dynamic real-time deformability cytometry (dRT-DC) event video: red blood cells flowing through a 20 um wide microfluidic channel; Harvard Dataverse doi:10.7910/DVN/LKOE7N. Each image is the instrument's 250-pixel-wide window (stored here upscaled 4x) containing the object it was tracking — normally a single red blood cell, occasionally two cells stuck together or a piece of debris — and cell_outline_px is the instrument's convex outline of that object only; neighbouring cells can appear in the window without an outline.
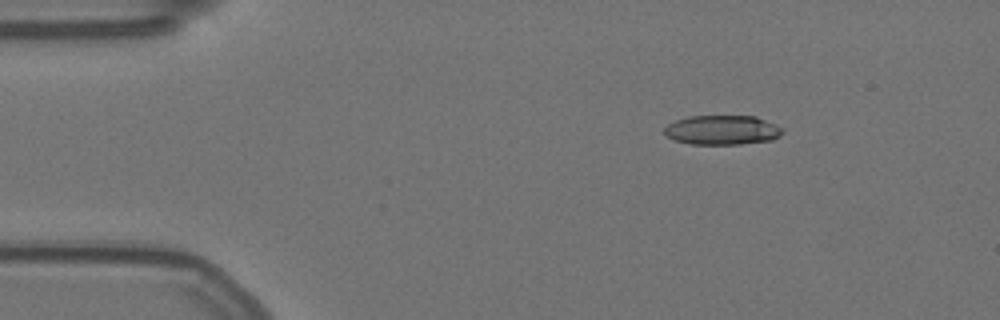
{"species": "Egyptian fruit bat (a non-hibernating species)", "species_latin": "Rousettus aegyptiacus", "temperature_condition": "warm", "stored_images_in_passage": 50, "camera_frame_rate_fps": 3000, "um_per_image_px": 0.085, "animal": {"sex": "female"}, "frame": {"image": 1, "passage_image": 1, "time_ms": 0.0, "image_size_px": [1000, 320], "cell_outline_px": [[784, 132], [780, 136], [772, 140], [740, 144], [692, 144], [676, 140], [668, 136], [664, 132], [664, 128], [668, 124], [676, 120], [688, 116], [756, 116], [776, 124], [784, 128]], "centroid_in_image_um": [61.44, 11.04], "position_along_channel_um": 23.6, "area_um2": 20.35}}
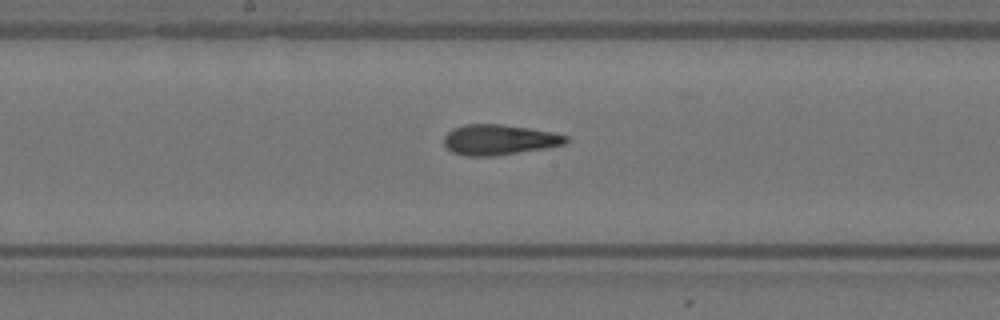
{"frame": {"image": 2, "passage_image": 22, "time_ms": 7.0, "image_size_px": [1000, 320], "cell_outline_px": [[568, 140], [564, 144], [544, 148], [496, 156], [464, 156], [452, 152], [444, 144], [444, 136], [452, 128], [464, 124], [504, 124], [552, 132], [568, 136]], "centroid_in_image_um": [42.39, 11.87], "position_along_channel_um": 205.8, "area_um2": 21.62}}
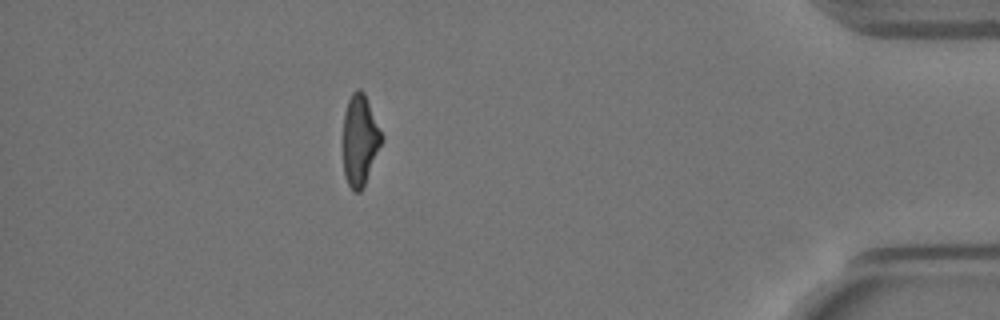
{"frame": {"image": 3, "passage_image": 43, "time_ms": 14.0, "image_size_px": [1000, 320], "cell_outline_px": [[384, 140], [364, 184], [360, 192], [352, 192], [344, 176], [344, 112], [348, 100], [352, 92], [356, 88], [360, 88], [364, 92], [384, 136]], "centroid_in_image_um": [30.61, 11.89], "position_along_channel_um": 404.6, "area_um2": 20.52}, "authors_computed_cell_mechanics": {"area_um2": 21.2415, "velocity_mm_per_s": 3.5552, "shape_relaxation_time_tau1_ms": 4.3538, "shape_relaxation_time_tau2_ms": 1.7547, "deformation_change_tau1": 0.193, "deformation_change_tau2": 0.1215}}